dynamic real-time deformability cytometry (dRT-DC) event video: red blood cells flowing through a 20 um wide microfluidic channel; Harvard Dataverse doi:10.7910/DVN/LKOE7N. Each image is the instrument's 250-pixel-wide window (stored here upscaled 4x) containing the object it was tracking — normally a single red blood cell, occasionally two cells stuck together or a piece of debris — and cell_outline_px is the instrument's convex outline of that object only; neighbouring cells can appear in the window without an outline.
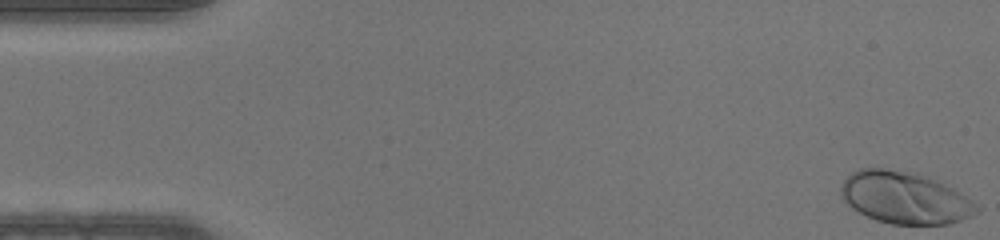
{"species": "human", "species_latin": "Homo sapiens", "temperature_condition": "warm", "stored_images_in_passage": 47, "camera_frame_rate_fps": 3000, "um_per_image_px": 0.085, "donor": {"sex": "male"}, "frame": {"image": 1, "passage_image": 1, "time_ms": 0.0, "image_size_px": [1000, 240], "cell_outline_px": [[980, 212], [972, 216], [948, 224], [892, 224], [876, 220], [852, 208], [840, 196], [840, 188], [844, 180], [852, 172], [860, 168], [884, 168], [920, 172], [952, 188], [972, 200], [980, 208]], "centroid_in_image_um": [76.91, 16.79], "position_along_channel_um": 8.1, "area_um2": 41.33}}
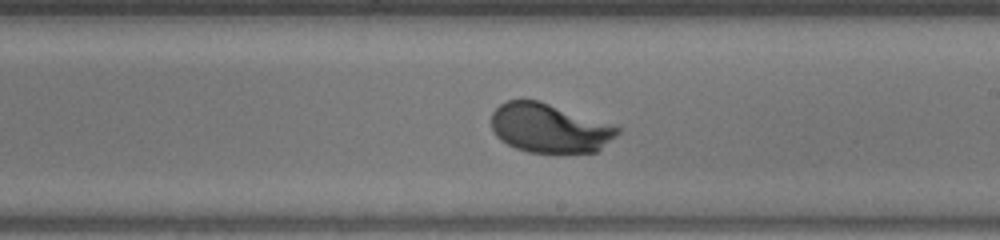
{"frame": {"image": 2, "passage_image": 27, "time_ms": 8.667, "image_size_px": [1000, 240], "cell_outline_px": [[620, 132], [616, 136], [596, 152], [528, 152], [516, 148], [500, 140], [496, 136], [492, 128], [492, 112], [500, 104], [508, 100], [540, 100], [620, 124]], "centroid_in_image_um": [46.78, 10.86], "position_along_channel_um": 242.2, "area_um2": 36.82}}
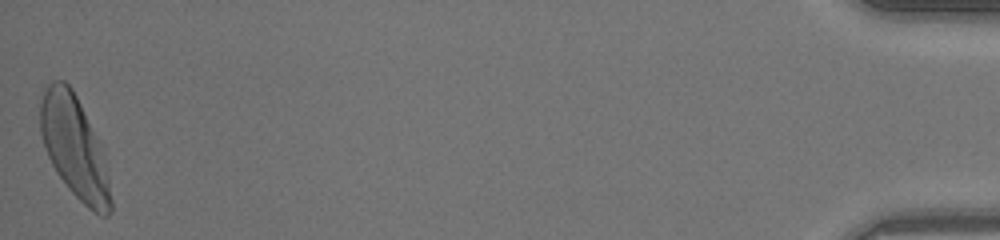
{"frame": {"image": 3, "passage_image": 47, "time_ms": 15.333, "image_size_px": [1000, 240], "cell_outline_px": [[112, 212], [108, 216], [100, 216], [92, 212], [68, 188], [56, 172], [48, 156], [40, 132], [40, 100], [48, 84], [52, 80], [64, 80], [72, 88], [104, 148], [112, 200]], "centroid_in_image_um": [6.36, 12.54], "position_along_channel_um": 428.8, "area_um2": 42.31}}